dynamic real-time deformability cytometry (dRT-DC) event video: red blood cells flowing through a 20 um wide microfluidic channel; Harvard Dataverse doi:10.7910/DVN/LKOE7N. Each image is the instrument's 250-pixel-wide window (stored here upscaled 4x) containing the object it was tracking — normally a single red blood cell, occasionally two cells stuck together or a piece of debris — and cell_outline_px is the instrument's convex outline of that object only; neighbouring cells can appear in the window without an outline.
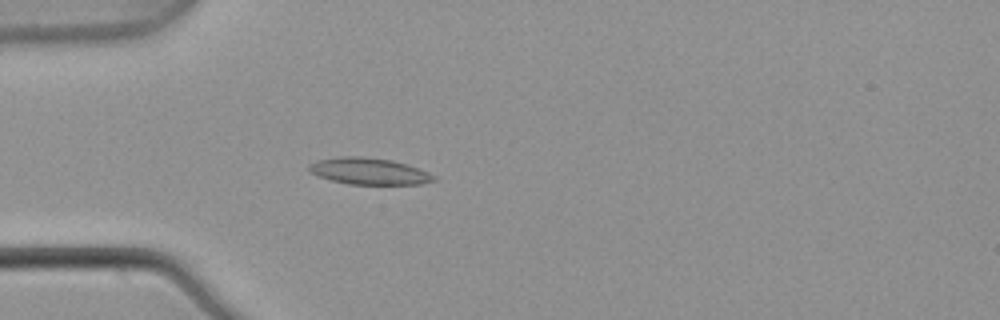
{"species": "common noctule bat (a hibernating species)", "species_latin": "Nyctalus noctula", "temperature_condition": "warm", "stored_images_in_passage": 2, "camera_frame_rate_fps": 3000, "um_per_image_px": 0.085, "animal": {"sex": "male", "body_mass_g": 21.5, "forearm_length_mm": 52.0}, "frame": {"image": 1, "passage_image": 2, "time_ms": 0.333, "image_size_px": [1000, 320], "cell_outline_px": [[436, 180], [420, 184], [348, 184], [332, 180], [308, 172], [308, 164], [320, 160], [340, 156], [360, 156], [392, 160], [428, 172], [436, 176]], "centroid_in_image_um": [31.34, 14.55], "position_along_channel_um": 53.7, "area_um2": 19.13}}